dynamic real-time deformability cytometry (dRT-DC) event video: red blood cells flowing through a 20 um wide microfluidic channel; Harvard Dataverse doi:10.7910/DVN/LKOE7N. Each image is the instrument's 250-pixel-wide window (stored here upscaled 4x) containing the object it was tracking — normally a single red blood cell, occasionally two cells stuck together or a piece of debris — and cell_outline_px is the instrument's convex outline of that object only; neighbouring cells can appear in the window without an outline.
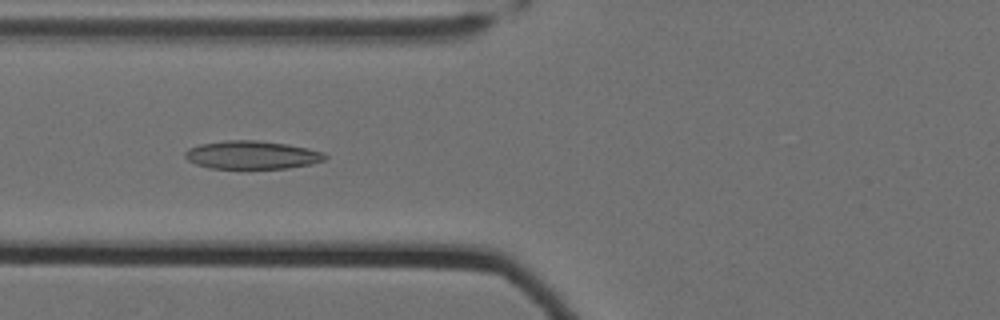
{"species": "Egyptian fruit bat (a non-hibernating species)", "species_latin": "Rousettus aegyptiacus", "temperature_condition": "cold", "stored_images_in_passage": 60, "camera_frame_rate_fps": 3000, "um_per_image_px": 0.085, "animal": {"sex": "female"}, "frame": {"image": 1, "passage_image": 26, "time_ms": 8.333, "image_size_px": [1000, 320], "cell_outline_px": [[328, 156], [324, 160], [312, 164], [288, 168], [212, 168], [196, 164], [188, 160], [184, 156], [184, 152], [188, 148], [200, 144], [224, 140], [256, 140], [288, 144], [324, 152]], "centroid_in_image_um": [21.42, 13.16], "position_along_channel_um": 104.4, "area_um2": 23.0}}
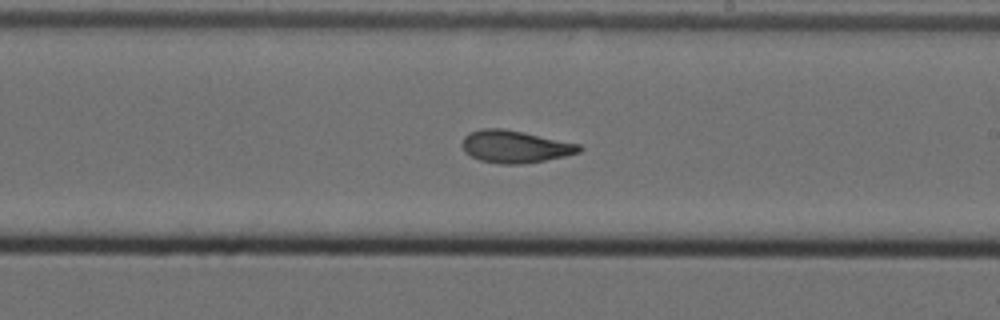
{"frame": {"image": 2, "passage_image": 38, "time_ms": 12.333, "image_size_px": [1000, 320], "cell_outline_px": [[584, 148], [580, 152], [564, 156], [544, 160], [520, 164], [500, 164], [480, 160], [464, 152], [460, 144], [464, 136], [468, 132], [480, 128], [500, 128], [524, 132], [580, 144]], "centroid_in_image_um": [43.74, 12.45], "position_along_channel_um": 245.3, "area_um2": 22.2}}
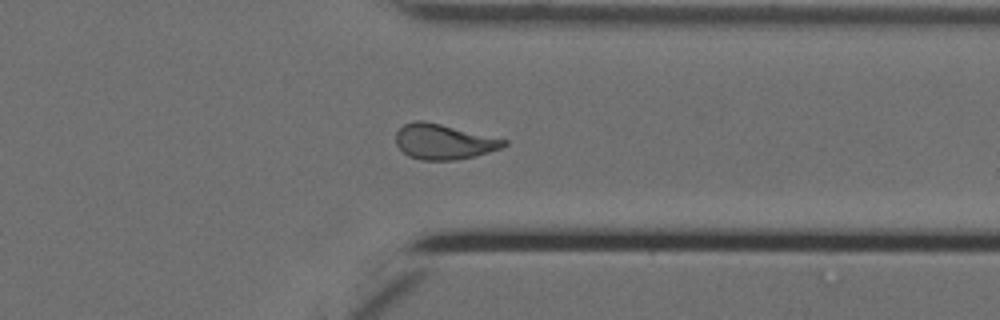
{"frame": {"image": 3, "passage_image": 49, "time_ms": 16.0, "image_size_px": [1000, 320], "cell_outline_px": [[508, 144], [500, 148], [476, 156], [456, 160], [420, 160], [408, 156], [396, 144], [396, 132], [404, 124], [416, 120], [424, 120], [508, 140]], "centroid_in_image_um": [37.7, 12.05], "position_along_channel_um": 373.7, "area_um2": 22.14}, "authors_computed_cell_mechanics": {"area_um2": 22.8888, "velocity_mm_per_s": 3.5089, "shape_relaxation_time_tau1_ms": null, "shape_relaxation_time_tau2_ms": 2.3766, "deformation_change_tau1": null, "deformation_change_tau2": 0.0967}}